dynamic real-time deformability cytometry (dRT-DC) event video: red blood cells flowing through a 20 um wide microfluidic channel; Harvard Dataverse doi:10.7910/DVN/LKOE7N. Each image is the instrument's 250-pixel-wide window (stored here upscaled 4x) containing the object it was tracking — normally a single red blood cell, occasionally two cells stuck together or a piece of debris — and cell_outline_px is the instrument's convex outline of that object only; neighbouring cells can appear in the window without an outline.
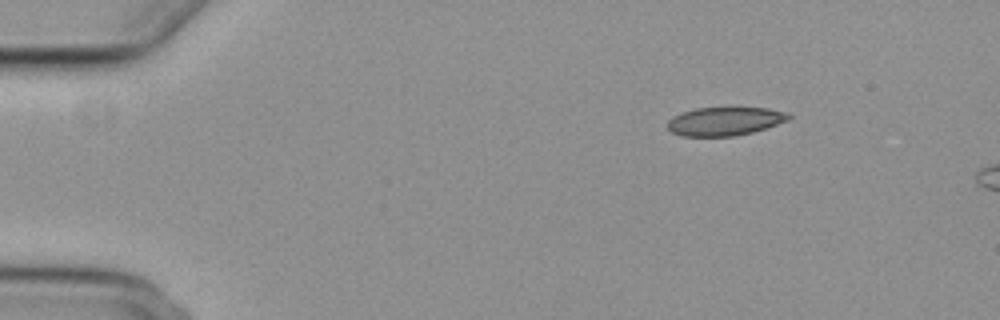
{"species": "common noctule bat (a hibernating species)", "species_latin": "Nyctalus noctula", "temperature_condition": "cold", "stored_images_in_passage": 7, "camera_frame_rate_fps": 3000, "um_per_image_px": 0.085, "animal": {"sex": "female", "body_mass_g": 29.2, "forearm_length_mm": 56.3}, "frame": {"image": 1, "passage_image": 1, "time_ms": 0.0, "image_size_px": [1000, 320], "cell_outline_px": [[792, 116], [788, 120], [752, 132], [736, 136], [680, 136], [672, 132], [668, 128], [668, 120], [672, 116], [696, 108], [768, 108], [788, 112]], "centroid_in_image_um": [61.6, 10.31], "position_along_channel_um": 23.4, "area_um2": 20.0}}